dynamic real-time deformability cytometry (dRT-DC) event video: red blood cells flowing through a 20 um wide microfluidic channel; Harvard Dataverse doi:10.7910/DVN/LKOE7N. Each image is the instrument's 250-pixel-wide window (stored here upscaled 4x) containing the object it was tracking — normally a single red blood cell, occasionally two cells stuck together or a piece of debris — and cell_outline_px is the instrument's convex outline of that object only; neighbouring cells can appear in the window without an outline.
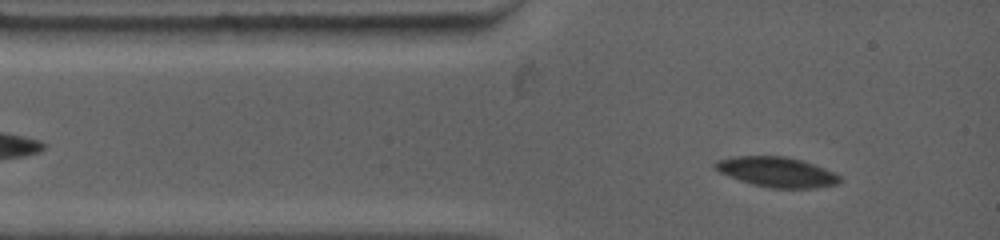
{"species": "common noctule bat (a hibernating species)", "species_latin": "Nyctalus noctula", "temperature_condition": "warm", "stored_images_in_passage": 13, "segment_of_instrument_passage": [1, 2], "camera_frame_rate_fps": 4500, "um_per_image_px": 0.085, "animal": {"sex": "female", "body_mass_g": 19.0, "forearm_length_mm": 53.3}, "frame": {"image": 1, "passage_image": 2, "time_ms": 0.444, "image_size_px": [1000, 240], "cell_outline_px": [[840, 184], [816, 188], [772, 188], [752, 184], [728, 176], [720, 172], [712, 164], [716, 160], [732, 156], [784, 156], [800, 160], [824, 168], [840, 176]], "centroid_in_image_um": [66.01, 14.62], "position_along_channel_um": 19.0, "area_um2": 21.73}}
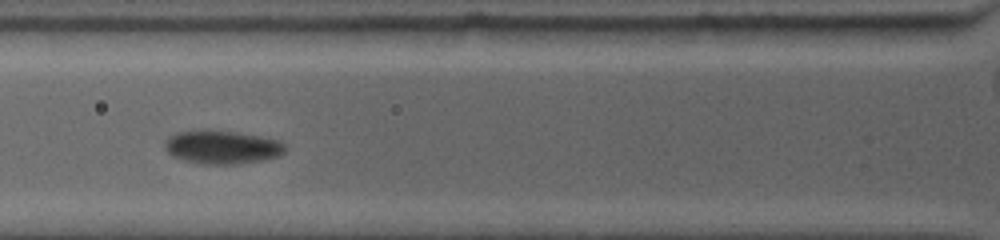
{"frame": {"image": 2, "passage_image": 10, "time_ms": 3.333, "image_size_px": [1000, 240], "cell_outline_px": [[288, 148], [280, 156], [260, 160], [236, 164], [200, 164], [184, 160], [172, 156], [164, 148], [164, 140], [168, 136], [176, 132], [200, 128], [212, 128], [260, 136], [280, 140]], "centroid_in_image_um": [18.83, 12.47], "position_along_channel_um": 107.0, "area_um2": 24.16}}
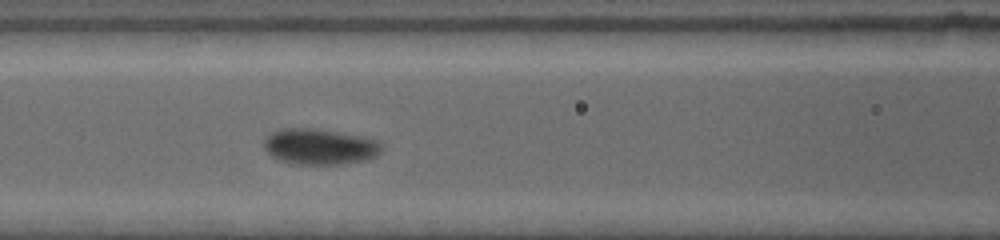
{"frame": {"image": 3, "passage_image": 11, "time_ms": 4.222, "image_size_px": [1000, 240], "cell_outline_px": [[380, 152], [376, 156], [368, 160], [340, 164], [296, 164], [280, 160], [272, 156], [264, 148], [264, 140], [272, 132], [284, 128], [312, 128], [360, 136], [376, 140], [380, 144]], "centroid_in_image_um": [27.16, 12.47], "position_along_channel_um": 139.4, "area_um2": 24.28}}